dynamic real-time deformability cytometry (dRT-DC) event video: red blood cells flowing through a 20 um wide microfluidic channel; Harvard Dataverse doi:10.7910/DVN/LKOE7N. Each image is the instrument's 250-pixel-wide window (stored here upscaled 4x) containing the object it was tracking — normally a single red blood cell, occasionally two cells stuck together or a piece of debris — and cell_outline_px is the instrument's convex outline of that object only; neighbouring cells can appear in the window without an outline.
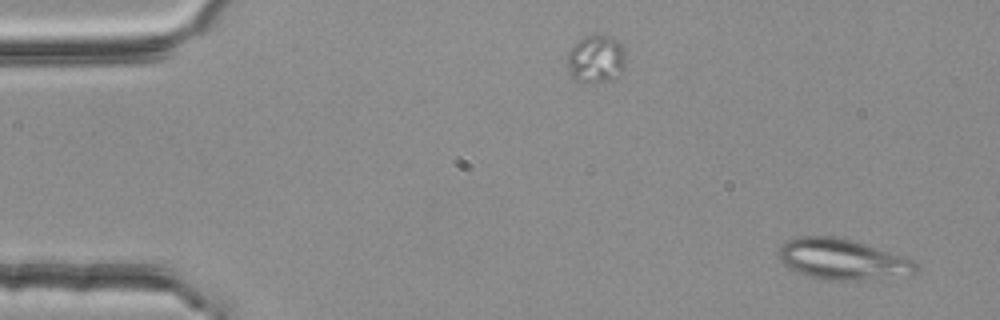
{"species": "common noctule bat (a hibernating species)", "species_latin": "Nyctalus noctula", "temperature_condition": "room temperature", "stored_images_in_passage": 4, "camera_frame_rate_fps": 3000, "um_per_image_px": 0.085, "animal": {"sex": "female", "body_mass_g": 25.1}, "frame": {"image": 1, "passage_image": 1, "time_ms": 0.0, "image_size_px": [1000, 320], "cell_outline_px": [[920, 268], [916, 272], [908, 276], [856, 280], [824, 280], [800, 272], [784, 264], [780, 260], [780, 244], [788, 240], [800, 236], [832, 236], [852, 240], [912, 260]], "centroid_in_image_um": [71.62, 22.05], "position_along_channel_um": 13.4, "area_um2": 32.02}}